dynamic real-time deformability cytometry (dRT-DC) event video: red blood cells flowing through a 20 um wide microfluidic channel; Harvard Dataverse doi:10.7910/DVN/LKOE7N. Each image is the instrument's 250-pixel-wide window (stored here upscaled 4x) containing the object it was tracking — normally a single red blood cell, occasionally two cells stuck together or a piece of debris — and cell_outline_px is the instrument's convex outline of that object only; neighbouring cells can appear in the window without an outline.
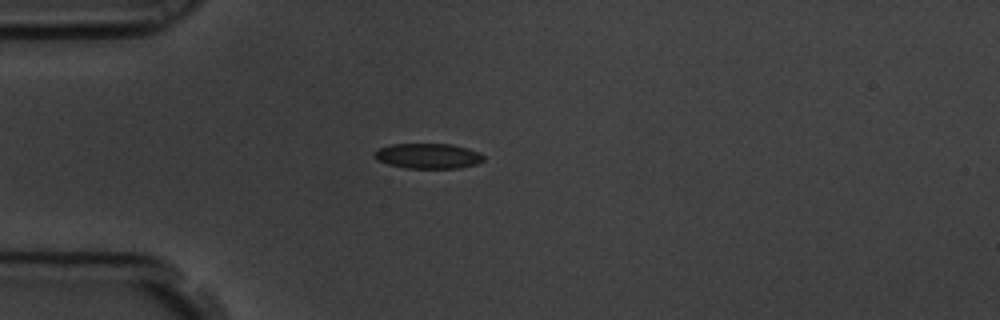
{"species": "common noctule bat (a hibernating species)", "species_latin": "Nyctalus noctula", "temperature_condition": "room temperature", "stored_images_in_passage": 1, "camera_frame_rate_fps": 3000, "um_per_image_px": 0.085, "animal": {"sex": "male", "body_mass_g": 19.5, "forearm_length_mm": 54.6}, "frame": {"image": 1, "passage_image": 1, "time_ms": 0.0, "image_size_px": [1000, 320], "cell_outline_px": [[484, 160], [476, 164], [460, 168], [408, 168], [388, 164], [376, 160], [372, 152], [380, 148], [392, 144], [452, 144], [468, 148], [480, 152], [484, 156]], "centroid_in_image_um": [36.39, 13.25], "position_along_channel_um": 48.6, "area_um2": 16.13}}